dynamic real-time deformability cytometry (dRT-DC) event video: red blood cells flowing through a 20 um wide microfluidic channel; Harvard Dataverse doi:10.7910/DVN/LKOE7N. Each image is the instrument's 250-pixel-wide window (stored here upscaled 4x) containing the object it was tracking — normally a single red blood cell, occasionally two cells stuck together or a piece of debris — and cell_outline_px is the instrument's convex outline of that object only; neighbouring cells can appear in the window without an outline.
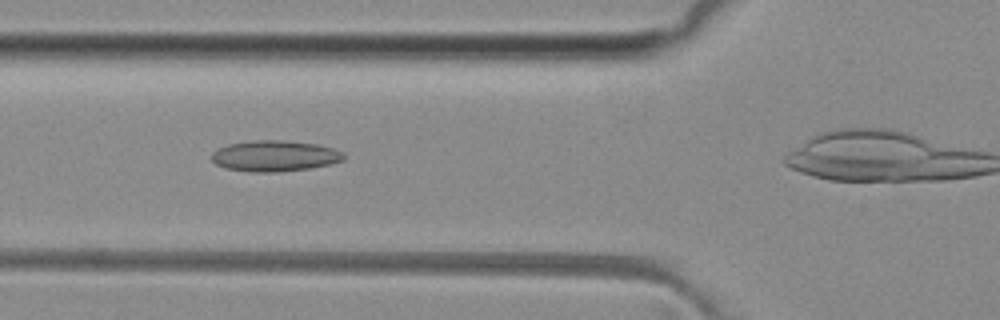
{"species": "common noctule bat (a hibernating species)", "species_latin": "Nyctalus noctula", "temperature_condition": "room temperature", "stored_images_in_passage": 29, "camera_frame_rate_fps": 3000, "um_per_image_px": 0.085, "animal": {"sex": "female", "body_mass_g": 29.2, "forearm_length_mm": 56.3}, "frame": {"image": 1, "passage_image": 7, "time_ms": 2.0, "image_size_px": [1000, 320], "cell_outline_px": [[344, 160], [312, 168], [276, 172], [252, 172], [228, 168], [216, 164], [212, 160], [212, 152], [216, 148], [228, 144], [252, 140], [280, 140], [316, 144], [332, 148], [344, 152]], "centroid_in_image_um": [23.34, 13.25], "position_along_channel_um": 102.5, "area_um2": 23.76}}
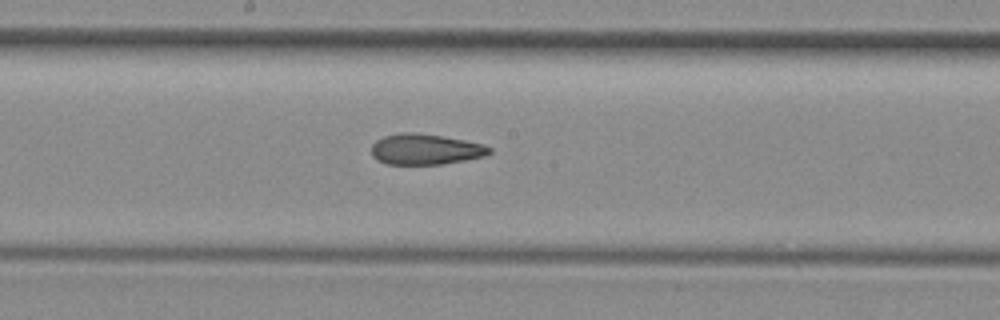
{"frame": {"image": 2, "passage_image": 15, "time_ms": 4.667, "image_size_px": [1000, 320], "cell_outline_px": [[492, 152], [484, 156], [464, 160], [440, 164], [388, 164], [376, 160], [372, 156], [372, 144], [376, 140], [384, 136], [400, 132], [412, 132], [440, 136], [464, 140], [484, 144], [492, 148]], "centroid_in_image_um": [36.14, 12.69], "position_along_channel_um": 212.1, "area_um2": 21.04}}
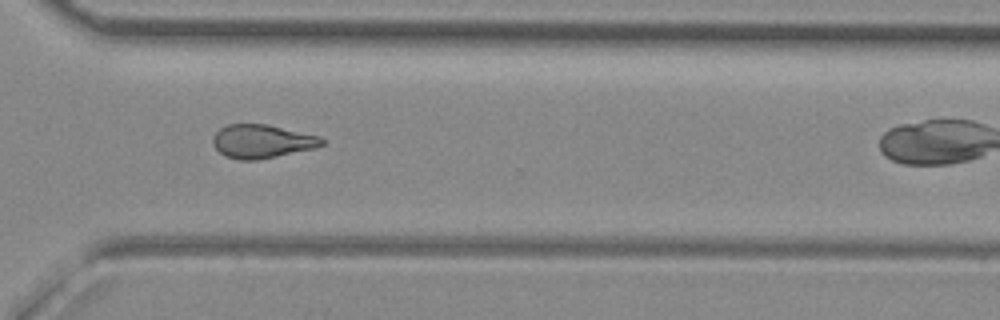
{"frame": {"image": 3, "passage_image": 25, "time_ms": 8.0, "image_size_px": [1000, 320], "cell_outline_px": [[324, 144], [316, 148], [256, 160], [240, 160], [224, 156], [212, 144], [212, 136], [220, 128], [228, 124], [268, 124], [320, 136], [324, 140]], "centroid_in_image_um": [22.25, 12.01], "position_along_channel_um": 348.3, "area_um2": 21.39}}